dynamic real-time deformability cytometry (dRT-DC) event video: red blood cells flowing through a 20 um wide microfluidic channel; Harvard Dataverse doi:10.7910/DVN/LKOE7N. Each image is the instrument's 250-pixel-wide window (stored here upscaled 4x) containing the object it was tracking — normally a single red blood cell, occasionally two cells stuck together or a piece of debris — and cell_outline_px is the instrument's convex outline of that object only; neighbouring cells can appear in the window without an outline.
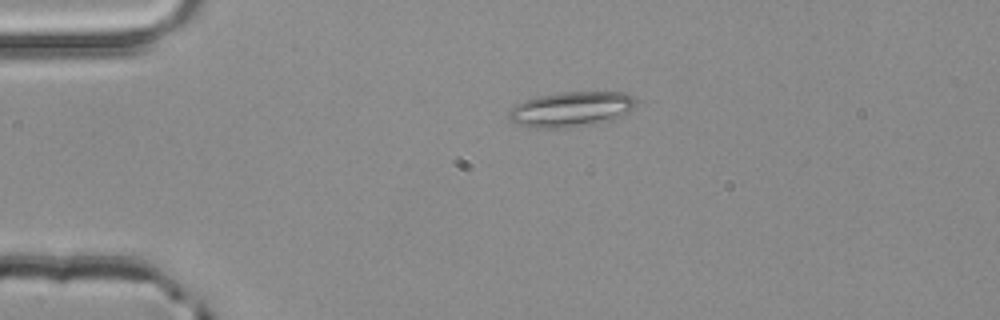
{"species": "common noctule bat (a hibernating species)", "species_latin": "Nyctalus noctula", "temperature_condition": "room temperature", "stored_images_in_passage": 5, "camera_frame_rate_fps": 3000, "um_per_image_px": 0.085, "animal": {"sex": "male", "body_mass_g": 20.4}, "frame": {"image": 1, "passage_image": 3, "time_ms": 0.667, "image_size_px": [1000, 320], "cell_outline_px": [[636, 104], [624, 116], [612, 120], [572, 128], [540, 128], [516, 124], [508, 116], [508, 112], [516, 104], [524, 100], [540, 96], [560, 92], [624, 92], [632, 96], [636, 100]], "centroid_in_image_um": [48.58, 9.29], "position_along_channel_um": 36.4, "area_um2": 26.13}}